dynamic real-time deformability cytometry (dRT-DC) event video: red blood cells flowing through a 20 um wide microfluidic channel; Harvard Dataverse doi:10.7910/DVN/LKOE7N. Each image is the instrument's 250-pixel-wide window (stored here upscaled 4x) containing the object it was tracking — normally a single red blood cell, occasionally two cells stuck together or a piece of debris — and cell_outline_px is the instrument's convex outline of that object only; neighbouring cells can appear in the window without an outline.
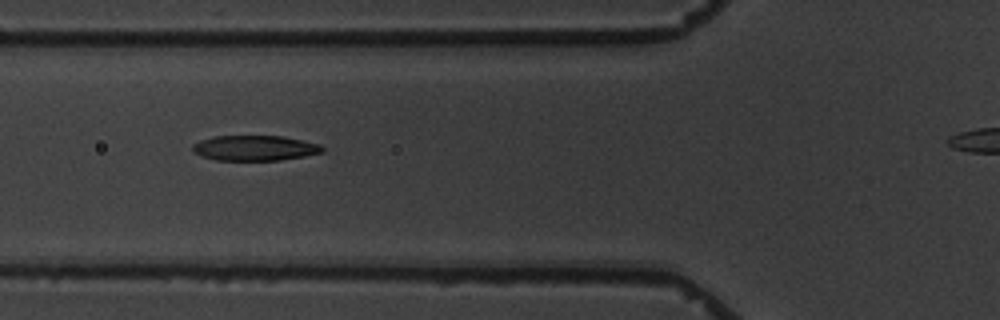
{"species": "common noctule bat (a hibernating species)", "species_latin": "Nyctalus noctula", "temperature_condition": "warm", "stored_images_in_passage": 9, "segment_of_instrument_passage": [1, 2], "camera_frame_rate_fps": 3000, "um_per_image_px": 0.085, "animal": {"sex": "male", "body_mass_g": 19.5, "forearm_length_mm": 54.6}, "frame": {"image": 1, "passage_image": 6, "time_ms": 5.667, "image_size_px": [1000, 320], "cell_outline_px": [[324, 152], [304, 156], [280, 160], [216, 160], [200, 156], [192, 152], [192, 144], [200, 140], [212, 136], [284, 136], [320, 144], [324, 148]], "centroid_in_image_um": [21.63, 12.58], "position_along_channel_um": 104.2, "area_um2": 19.25}}
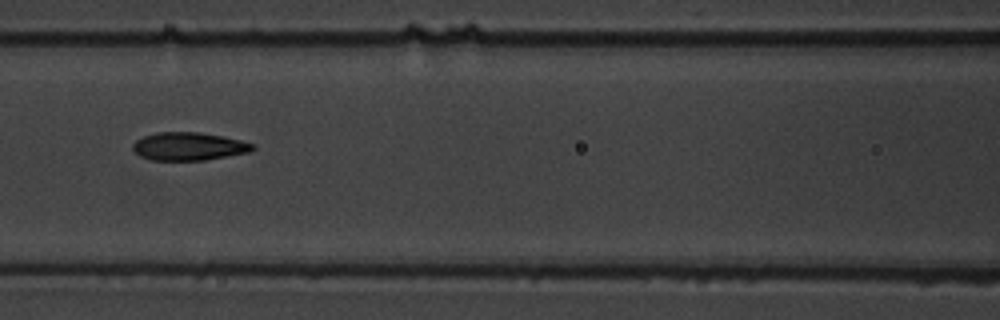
{"frame": {"image": 2, "passage_image": 7, "time_ms": 7.0, "image_size_px": [1000, 320], "cell_outline_px": [[256, 148], [252, 152], [204, 160], [152, 160], [140, 156], [132, 148], [132, 144], [136, 140], [144, 136], [156, 132], [200, 132], [224, 136], [256, 144]], "centroid_in_image_um": [16.09, 12.44], "position_along_channel_um": 150.5, "area_um2": 19.77}}
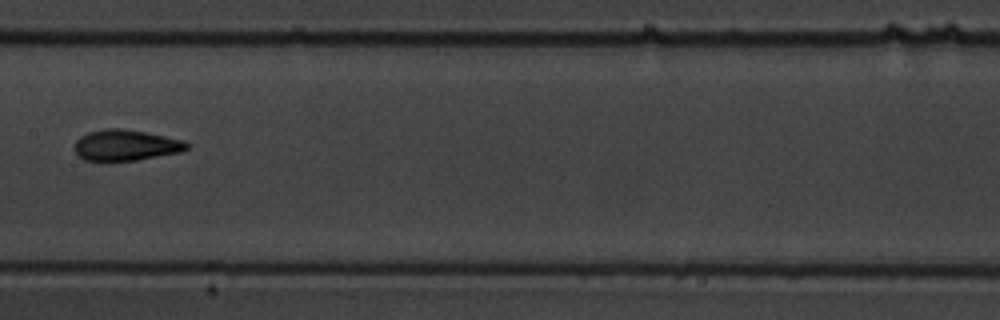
{"frame": {"image": 3, "passage_image": 8, "time_ms": 8.333, "image_size_px": [1000, 320], "cell_outline_px": [[188, 148], [180, 152], [136, 160], [84, 160], [76, 156], [76, 140], [80, 136], [88, 132], [104, 128], [120, 128], [144, 132], [184, 140], [188, 144]], "centroid_in_image_um": [10.67, 12.33], "position_along_channel_um": 196.7, "area_um2": 20.0}}